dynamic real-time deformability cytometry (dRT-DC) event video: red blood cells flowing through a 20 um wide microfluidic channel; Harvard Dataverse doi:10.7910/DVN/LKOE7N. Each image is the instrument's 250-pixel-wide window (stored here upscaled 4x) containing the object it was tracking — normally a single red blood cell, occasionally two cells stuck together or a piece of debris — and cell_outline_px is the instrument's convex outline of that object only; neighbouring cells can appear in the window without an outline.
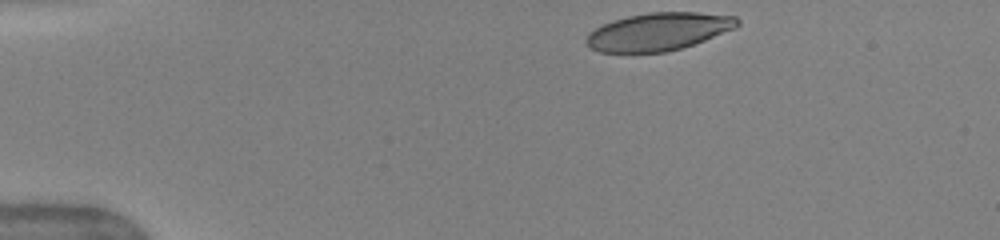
{"species": "human", "species_latin": "Homo sapiens", "temperature_condition": "warm", "stored_images_in_passage": 42, "camera_frame_rate_fps": 3000, "um_per_image_px": 0.085, "donor": {"sex": "female"}, "frame": {"image": 1, "passage_image": 1, "time_ms": 0.0, "image_size_px": [1000, 240], "cell_outline_px": [[740, 24], [736, 28], [704, 40], [668, 52], [600, 52], [592, 48], [584, 40], [588, 32], [612, 20], [628, 16], [648, 12], [696, 12], [736, 16], [740, 20]], "centroid_in_image_um": [55.98, 2.68], "position_along_channel_um": 29.0, "area_um2": 33.18}}
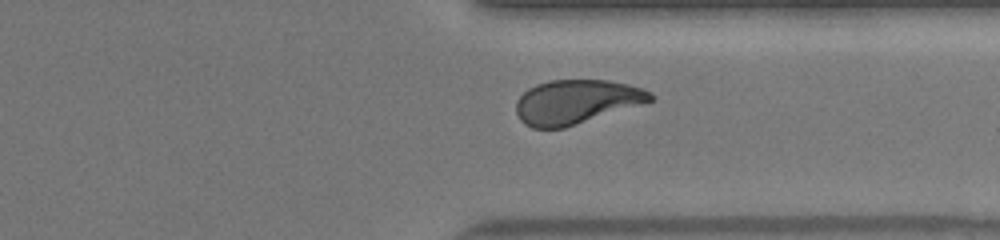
{"frame": {"image": 2, "passage_image": 31, "time_ms": 10.0, "image_size_px": [1000, 240], "cell_outline_px": [[656, 96], [652, 100], [644, 104], [564, 128], [532, 128], [524, 124], [520, 120], [516, 112], [516, 100], [528, 88], [536, 84], [548, 80], [608, 80], [628, 84], [644, 88], [652, 92]], "centroid_in_image_um": [49.0, 8.65], "position_along_channel_um": 362.4, "area_um2": 34.91}, "authors_computed_cell_mechanics": {"area_um2": 35.1713, "velocity_mm_per_s": 4.0773, "shape_relaxation_time_tau1_ms": 5.7448, "shape_relaxation_time_tau2_ms": 1.0826, "deformation_change_tau1": 0.1983, "deformation_change_tau2": 0.0718}}